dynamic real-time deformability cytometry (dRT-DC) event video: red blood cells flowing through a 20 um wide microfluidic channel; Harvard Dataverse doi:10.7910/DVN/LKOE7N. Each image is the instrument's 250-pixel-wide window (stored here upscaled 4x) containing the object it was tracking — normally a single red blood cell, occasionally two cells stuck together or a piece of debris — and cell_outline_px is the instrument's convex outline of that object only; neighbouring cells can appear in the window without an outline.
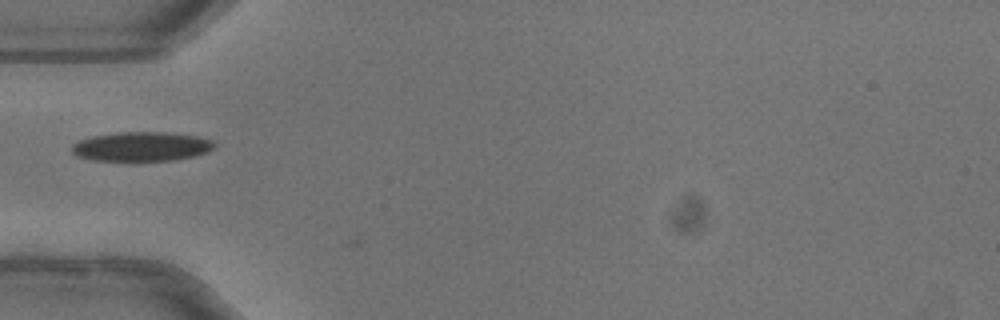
{"species": "common noctule bat (a hibernating species)", "species_latin": "Nyctalus noctula", "temperature_condition": "warm", "stored_images_in_passage": 3, "camera_frame_rate_fps": 3000, "um_per_image_px": 0.085, "animal": {"sex": "female"}, "frame": {"image": 1, "passage_image": 2, "time_ms": 0.333, "image_size_px": [1000, 320], "cell_outline_px": [[216, 148], [208, 152], [196, 156], [176, 160], [92, 160], [76, 156], [72, 152], [72, 144], [80, 140], [92, 136], [120, 132], [164, 132], [196, 136], [216, 140]], "centroid_in_image_um": [12.09, 12.45], "position_along_channel_um": 72.9, "area_um2": 24.51}}